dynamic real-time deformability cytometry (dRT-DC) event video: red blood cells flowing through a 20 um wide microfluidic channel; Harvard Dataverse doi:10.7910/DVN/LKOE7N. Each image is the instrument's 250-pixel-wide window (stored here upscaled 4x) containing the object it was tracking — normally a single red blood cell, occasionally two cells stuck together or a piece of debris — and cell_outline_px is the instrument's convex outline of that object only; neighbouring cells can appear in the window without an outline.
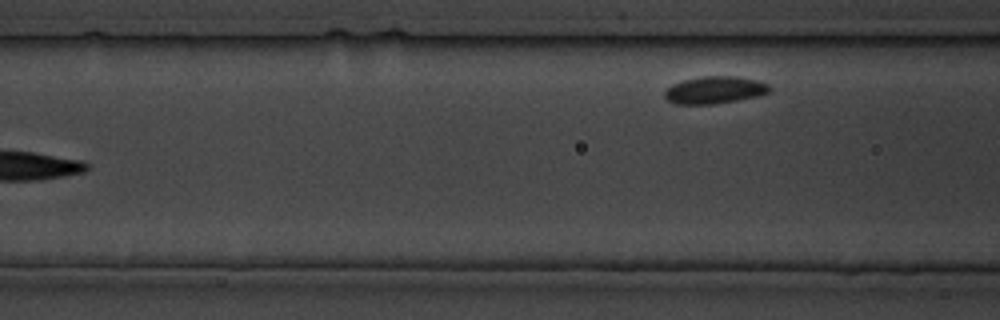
{"species": "common noctule bat (a hibernating species)", "species_latin": "Nyctalus noctula", "temperature_condition": "cold", "stored_images_in_passage": 18, "segment_of_instrument_passage": [2, 2], "camera_frame_rate_fps": 3000, "um_per_image_px": 0.085, "animal": {"sex": "male", "body_mass_g": 19.5, "forearm_length_mm": 54.6}, "frame": {"image": 1, "passage_image": 18, "time_ms": 21.333, "image_size_px": [1000, 320], "cell_outline_px": [[772, 88], [768, 92], [756, 96], [736, 100], [712, 104], [672, 104], [664, 96], [664, 92], [672, 84], [684, 80], [700, 76], [736, 76], [756, 80], [768, 84]], "centroid_in_image_um": [60.72, 7.64], "position_along_channel_um": 105.9, "area_um2": 16.59}}